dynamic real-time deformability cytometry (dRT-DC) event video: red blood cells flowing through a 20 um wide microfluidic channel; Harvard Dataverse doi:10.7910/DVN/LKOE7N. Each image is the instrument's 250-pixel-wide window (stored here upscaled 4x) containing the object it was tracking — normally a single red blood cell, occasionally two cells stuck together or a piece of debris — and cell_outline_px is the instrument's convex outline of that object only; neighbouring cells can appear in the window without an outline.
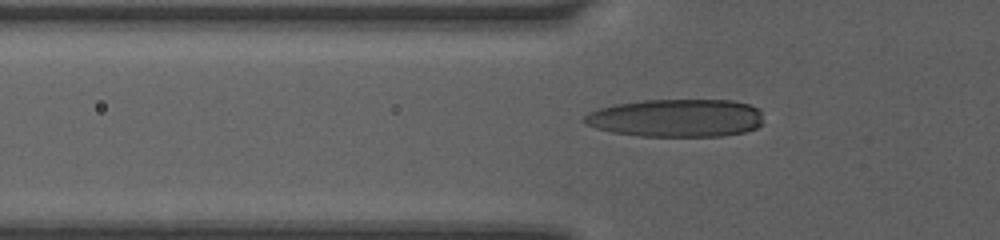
{"species": "human", "species_latin": "Homo sapiens", "temperature_condition": "room temperature", "stored_images_in_passage": 42, "camera_frame_rate_fps": 3000, "um_per_image_px": 0.085, "donor": {"sex": "female"}, "frame": {"image": 1, "passage_image": 5, "time_ms": 1.333, "image_size_px": [1000, 240], "cell_outline_px": [[764, 124], [756, 128], [744, 132], [724, 136], [640, 136], [612, 132], [596, 128], [584, 124], [580, 120], [588, 112], [600, 108], [616, 104], [644, 100], [732, 100], [748, 104], [760, 108]], "centroid_in_image_um": [57.5, 10.03], "position_along_channel_um": 68.3, "area_um2": 40.0}}
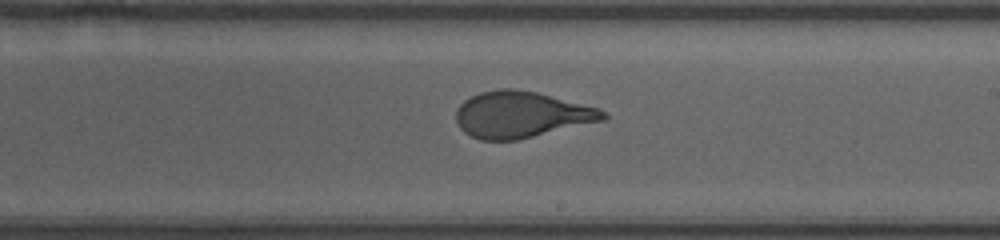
{"frame": {"image": 2, "passage_image": 20, "time_ms": 5.667, "image_size_px": [1000, 240], "cell_outline_px": [[608, 116], [604, 120], [516, 140], [480, 140], [464, 132], [460, 128], [456, 120], [456, 108], [464, 100], [480, 92], [500, 88], [512, 88], [536, 92], [600, 108]], "centroid_in_image_um": [44.28, 9.73], "position_along_channel_um": 244.7, "area_um2": 39.48}}
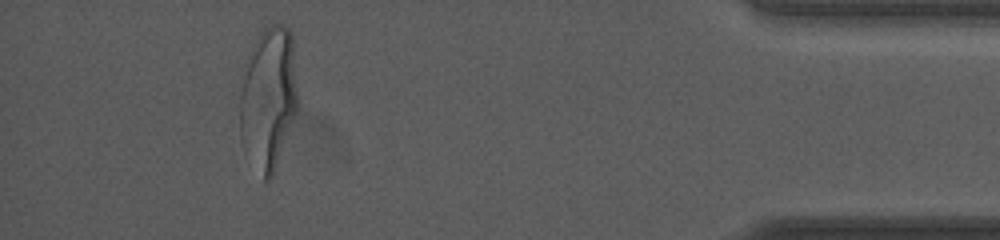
{"frame": {"image": 3, "passage_image": 37, "time_ms": 11.0, "image_size_px": [1000, 240], "cell_outline_px": [[296, 116], [272, 176], [268, 180], [264, 180], [240, 140], [240, 96], [248, 56], [260, 32], [268, 24], [280, 24], [288, 28], [292, 36], [296, 92]], "centroid_in_image_um": [22.81, 8.33], "position_along_channel_um": 412.4, "area_um2": 47.22}}